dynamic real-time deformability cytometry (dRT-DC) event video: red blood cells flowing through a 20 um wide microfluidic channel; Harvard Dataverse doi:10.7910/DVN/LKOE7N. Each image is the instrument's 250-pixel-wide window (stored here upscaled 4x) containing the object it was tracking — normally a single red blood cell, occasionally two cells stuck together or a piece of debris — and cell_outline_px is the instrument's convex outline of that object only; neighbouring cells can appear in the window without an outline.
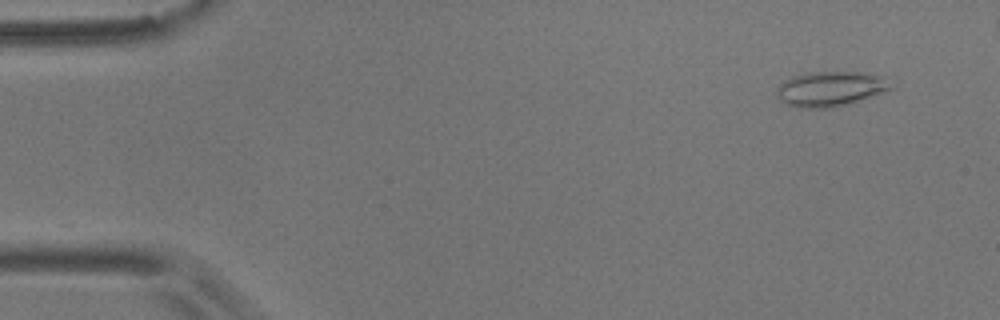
{"species": "common noctule bat (a hibernating species)", "species_latin": "Nyctalus noctula", "temperature_condition": "room temperature", "stored_images_in_passage": 37, "camera_frame_rate_fps": 3000, "um_per_image_px": 0.085, "animal": {"sex": "male", "body_mass_g": 17.9}, "frame": {"image": 1, "passage_image": 3, "time_ms": 0.667, "image_size_px": [1000, 320], "cell_outline_px": [[896, 88], [848, 104], [828, 108], [800, 108], [788, 104], [780, 100], [776, 96], [776, 88], [784, 80], [808, 72], [856, 72], [884, 76]], "centroid_in_image_um": [70.6, 7.55], "position_along_channel_um": 14.4, "area_um2": 23.29}}
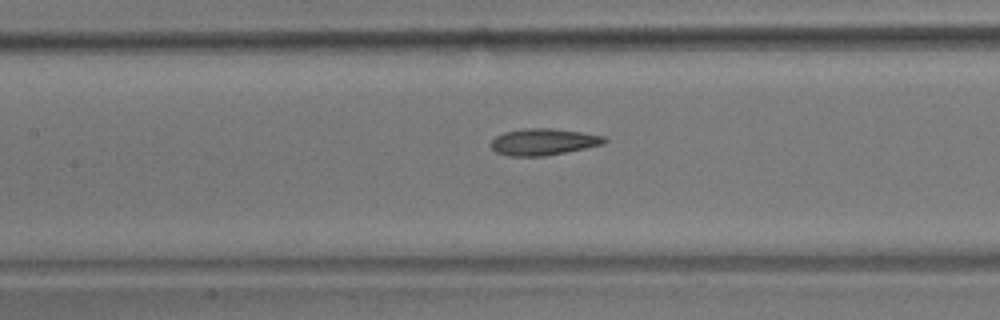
{"frame": {"image": 2, "passage_image": 24, "time_ms": 7.667, "image_size_px": [1000, 320], "cell_outline_px": [[608, 140], [604, 144], [544, 156], [508, 156], [496, 152], [492, 148], [492, 140], [496, 136], [504, 132], [524, 128], [552, 128], [580, 132], [604, 136]], "centroid_in_image_um": [46.18, 12.05], "position_along_channel_um": 161.2, "area_um2": 17.46}}
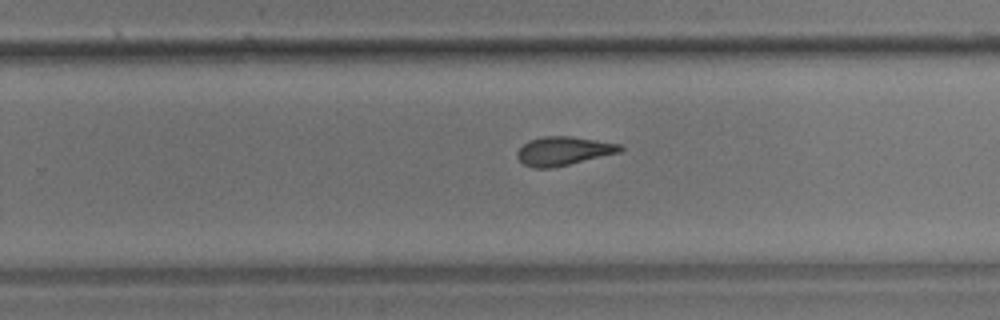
{"frame": {"image": 3, "passage_image": 34, "time_ms": 11.0, "image_size_px": [1000, 320], "cell_outline_px": [[624, 148], [620, 152], [552, 168], [532, 168], [524, 164], [516, 156], [516, 152], [528, 140], [544, 136], [572, 136], [620, 144]], "centroid_in_image_um": [47.87, 12.83], "position_along_channel_um": 281.9, "area_um2": 17.17}, "authors_computed_cell_mechanics": {"area_um2": 18.3804, "velocity_mm_per_s": 3.6285, "shape_relaxation_time_tau1_ms": 6.5699, "shape_relaxation_time_tau2_ms": 4.0371, "deformation_change_tau1": 0.161, "deformation_change_tau2": 0.1299}}